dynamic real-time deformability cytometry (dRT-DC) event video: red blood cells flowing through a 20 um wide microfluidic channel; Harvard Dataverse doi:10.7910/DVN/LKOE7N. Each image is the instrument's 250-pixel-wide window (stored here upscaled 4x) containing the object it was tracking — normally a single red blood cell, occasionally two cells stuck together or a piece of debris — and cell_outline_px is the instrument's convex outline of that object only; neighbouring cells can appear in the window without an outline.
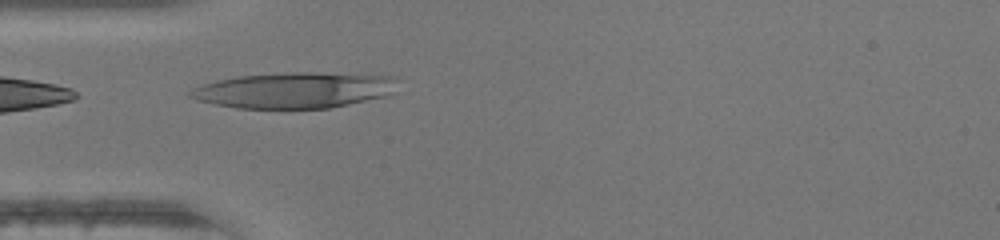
{"species": "human", "species_latin": "Homo sapiens", "temperature_condition": "warm", "stored_images_in_passage": 25, "camera_frame_rate_fps": 3000, "um_per_image_px": 0.085, "donor": {"sex": "female"}, "frame": {"image": 1, "passage_image": 1, "time_ms": 0.0, "image_size_px": [1000, 240], "cell_outline_px": [[396, 92], [384, 96], [348, 104], [328, 108], [236, 108], [196, 100], [188, 96], [188, 92], [204, 84], [216, 80], [236, 76], [292, 72], [312, 72], [396, 76]], "centroid_in_image_um": [25.03, 7.66], "position_along_channel_um": 60.0, "area_um2": 43.18}}
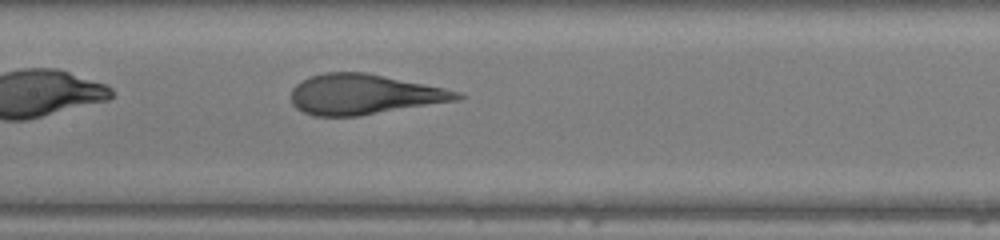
{"frame": {"image": 2, "passage_image": 9, "time_ms": 2.667, "image_size_px": [1000, 240], "cell_outline_px": [[468, 96], [460, 100], [360, 116], [312, 116], [296, 108], [292, 104], [292, 88], [300, 80], [324, 72], [364, 72], [444, 88], [460, 92]], "centroid_in_image_um": [30.95, 8.03], "position_along_channel_um": 176.4, "area_um2": 39.02}}
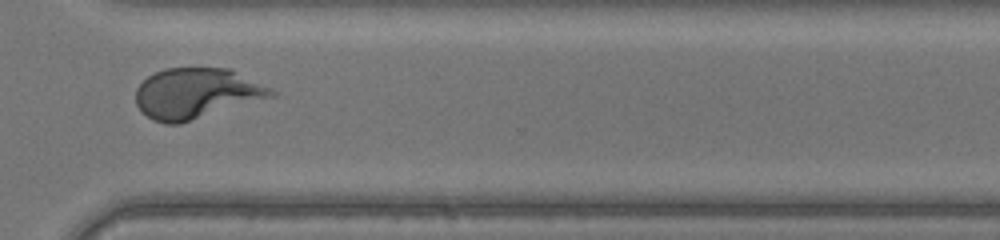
{"frame": {"image": 3, "passage_image": 21, "time_ms": 6.667, "image_size_px": [1000, 240], "cell_outline_px": [[276, 96], [180, 124], [164, 124], [152, 120], [140, 112], [136, 104], [136, 88], [148, 76], [164, 68], [228, 68], [276, 92]], "centroid_in_image_um": [16.64, 7.96], "position_along_channel_um": 354.0, "area_um2": 39.77}, "authors_computed_cell_mechanics": {"area_um2": 39.2462, "velocity_mm_per_s": 4.4177, "shape_relaxation_time_tau1_ms": 5.9213, "shape_relaxation_time_tau2_ms": null, "deformation_change_tau1": 0.3162, "deformation_change_tau2": null}}